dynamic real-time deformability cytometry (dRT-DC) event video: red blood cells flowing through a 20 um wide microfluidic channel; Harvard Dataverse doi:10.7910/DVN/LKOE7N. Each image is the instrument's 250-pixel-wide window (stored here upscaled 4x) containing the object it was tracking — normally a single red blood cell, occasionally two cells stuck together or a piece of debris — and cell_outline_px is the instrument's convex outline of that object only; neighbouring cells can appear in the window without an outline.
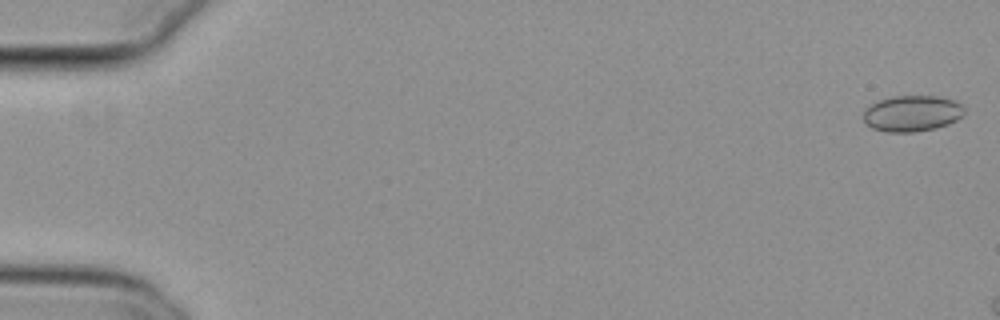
{"species": "common noctule bat (a hibernating species)", "species_latin": "Nyctalus noctula", "temperature_condition": "cold", "stored_images_in_passage": 8, "camera_frame_rate_fps": 3000, "um_per_image_px": 0.085, "animal": {"sex": "female", "body_mass_g": 29.2, "forearm_length_mm": 56.3}, "frame": {"image": 1, "passage_image": 1, "time_ms": 0.0, "image_size_px": [1000, 320], "cell_outline_px": [[964, 112], [956, 120], [948, 124], [936, 128], [916, 132], [884, 132], [872, 128], [864, 120], [864, 108], [880, 100], [892, 96], [936, 96], [956, 100], [964, 104]], "centroid_in_image_um": [77.54, 9.64], "position_along_channel_um": 7.5, "area_um2": 21.33}}